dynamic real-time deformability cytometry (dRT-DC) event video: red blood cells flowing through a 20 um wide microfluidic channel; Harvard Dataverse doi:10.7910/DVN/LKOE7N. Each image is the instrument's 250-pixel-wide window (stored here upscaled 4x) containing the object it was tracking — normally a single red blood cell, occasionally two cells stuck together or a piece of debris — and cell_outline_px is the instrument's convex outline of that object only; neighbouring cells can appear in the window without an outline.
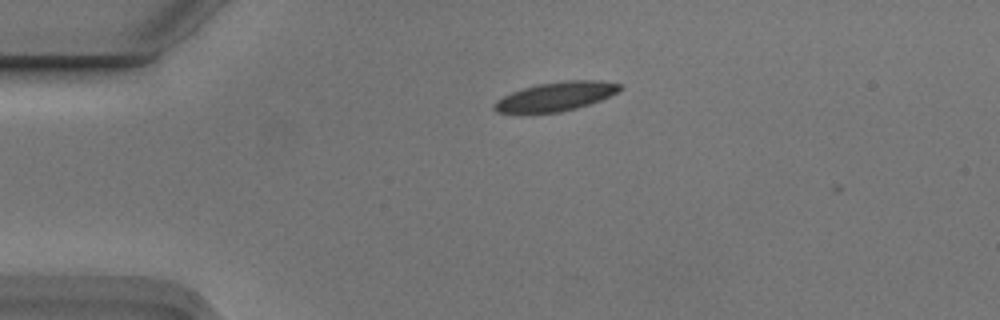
{"species": "Egyptian fruit bat (a non-hibernating species)", "species_latin": "Rousettus aegyptiacus", "temperature_condition": "cold", "stored_images_in_passage": 2, "camera_frame_rate_fps": 3000, "um_per_image_px": 0.085, "animal": {"sex": "male"}, "frame": {"image": 1, "passage_image": 1, "time_ms": 0.0, "image_size_px": [1000, 320], "cell_outline_px": [[624, 88], [600, 100], [576, 108], [560, 112], [496, 112], [492, 108], [492, 104], [496, 100], [512, 92], [536, 84], [564, 80], [600, 80], [624, 84]], "centroid_in_image_um": [47.27, 8.17], "position_along_channel_um": 37.7, "area_um2": 21.1}}